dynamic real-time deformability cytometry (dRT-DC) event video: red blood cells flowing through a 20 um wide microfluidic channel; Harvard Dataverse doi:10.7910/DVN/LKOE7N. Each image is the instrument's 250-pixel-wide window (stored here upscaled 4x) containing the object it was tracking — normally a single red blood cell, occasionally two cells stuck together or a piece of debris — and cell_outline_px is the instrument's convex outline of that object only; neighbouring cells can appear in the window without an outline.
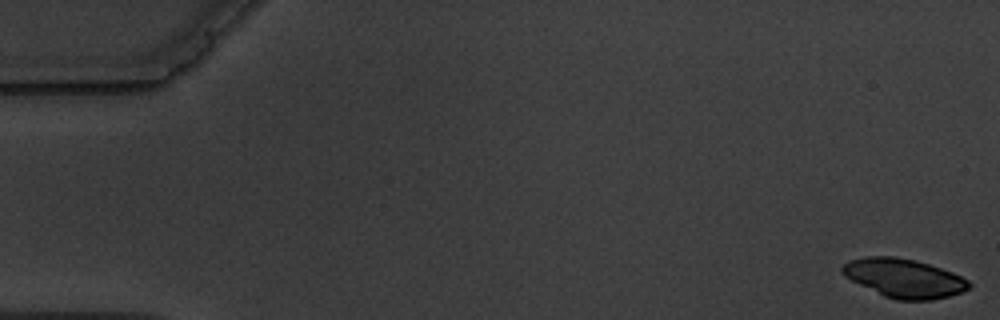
{"species": "common noctule bat (a hibernating species)", "species_latin": "Nyctalus noctula", "temperature_condition": "warm", "stored_images_in_passage": 9, "camera_frame_rate_fps": 3000, "um_per_image_px": 0.085, "animal": {"sex": "male", "body_mass_g": 19.5, "forearm_length_mm": 54.6}, "frame": {"image": 1, "passage_image": 1, "time_ms": 0.0, "image_size_px": [1000, 320], "cell_outline_px": [[972, 284], [968, 288], [960, 292], [948, 296], [932, 300], [896, 300], [884, 296], [844, 276], [840, 272], [840, 268], [848, 260], [864, 256], [896, 256], [916, 260], [952, 272], [968, 280]], "centroid_in_image_um": [76.8, 23.63], "position_along_channel_um": 8.2, "area_um2": 28.61}}